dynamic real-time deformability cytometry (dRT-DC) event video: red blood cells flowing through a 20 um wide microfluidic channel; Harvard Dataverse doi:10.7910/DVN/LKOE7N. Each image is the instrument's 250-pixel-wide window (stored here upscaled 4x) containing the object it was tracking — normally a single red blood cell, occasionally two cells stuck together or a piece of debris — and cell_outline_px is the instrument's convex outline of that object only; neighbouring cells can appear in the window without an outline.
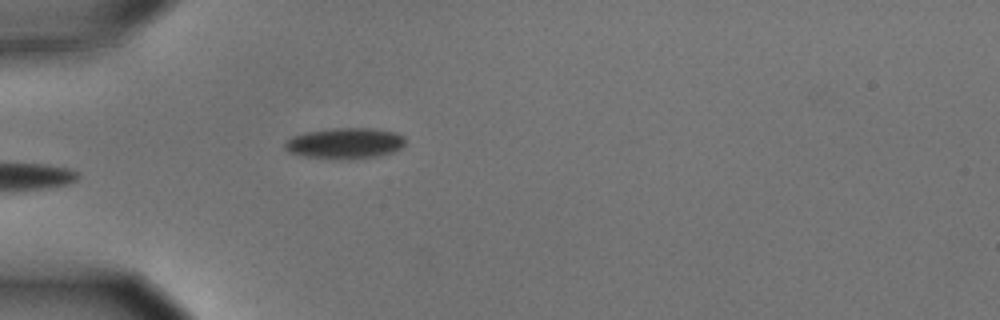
{"species": "common noctule bat (a hibernating species)", "species_latin": "Nyctalus noctula", "temperature_condition": "cold", "stored_images_in_passage": 5, "camera_frame_rate_fps": 3000, "um_per_image_px": 0.085, "animal": {"sex": "male", "body_mass_g": 15.6}, "frame": {"image": 1, "passage_image": 5, "time_ms": 1.333, "image_size_px": [1000, 320], "cell_outline_px": [[404, 144], [400, 148], [392, 152], [380, 156], [352, 160], [336, 160], [300, 156], [288, 152], [284, 148], [284, 144], [292, 136], [304, 132], [332, 128], [372, 128], [396, 132], [404, 136]], "centroid_in_image_um": [29.29, 12.2], "position_along_channel_um": 55.7, "area_um2": 22.2}}